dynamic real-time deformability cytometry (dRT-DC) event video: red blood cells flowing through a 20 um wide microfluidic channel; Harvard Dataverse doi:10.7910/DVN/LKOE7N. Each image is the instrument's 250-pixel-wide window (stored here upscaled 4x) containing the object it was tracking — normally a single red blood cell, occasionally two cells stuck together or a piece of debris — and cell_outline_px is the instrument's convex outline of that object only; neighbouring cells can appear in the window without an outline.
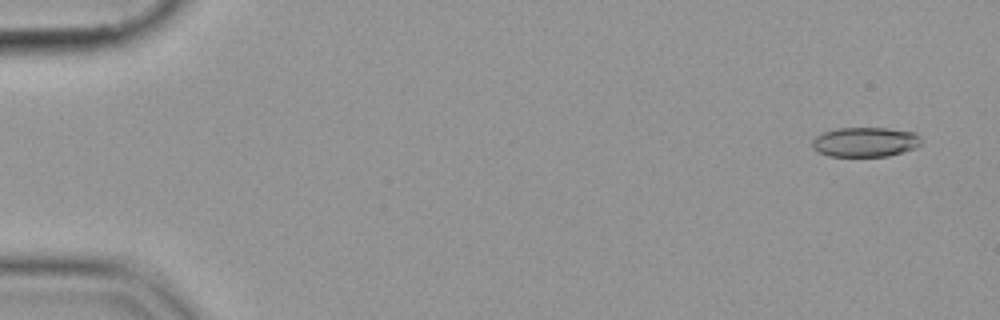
{"species": "common noctule bat (a hibernating species)", "species_latin": "Nyctalus noctula", "temperature_condition": "cold", "stored_images_in_passage": 55, "camera_frame_rate_fps": 3000, "um_per_image_px": 0.085, "animal": {"sex": "female", "body_mass_g": 19.9}, "frame": {"image": 1, "passage_image": 3, "time_ms": 0.667, "image_size_px": [1000, 320], "cell_outline_px": [[924, 140], [916, 148], [888, 156], [828, 156], [812, 148], [812, 140], [816, 136], [824, 132], [836, 128], [888, 128], [912, 132], [920, 136]], "centroid_in_image_um": [73.56, 12.07], "position_along_channel_um": 11.4, "area_um2": 18.9}}
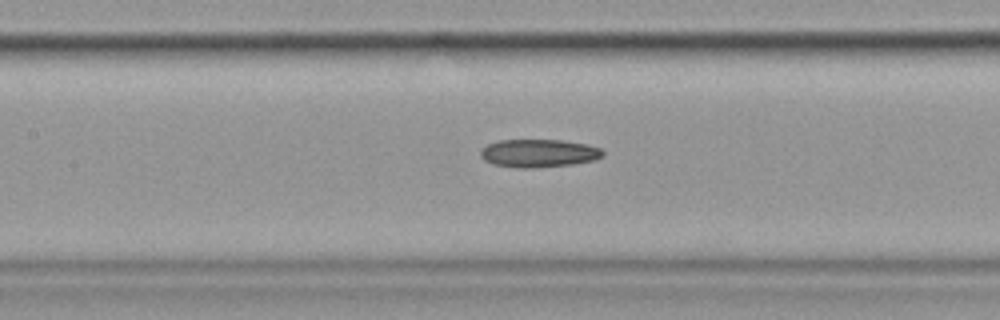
{"frame": {"image": 2, "passage_image": 26, "time_ms": 8.333, "image_size_px": [1000, 320], "cell_outline_px": [[604, 156], [596, 160], [572, 164], [532, 168], [516, 168], [492, 164], [484, 160], [480, 156], [480, 152], [488, 144], [500, 140], [560, 140], [584, 144], [600, 148], [604, 152]], "centroid_in_image_um": [45.79, 13.03], "position_along_channel_um": 161.6, "area_um2": 19.94}}
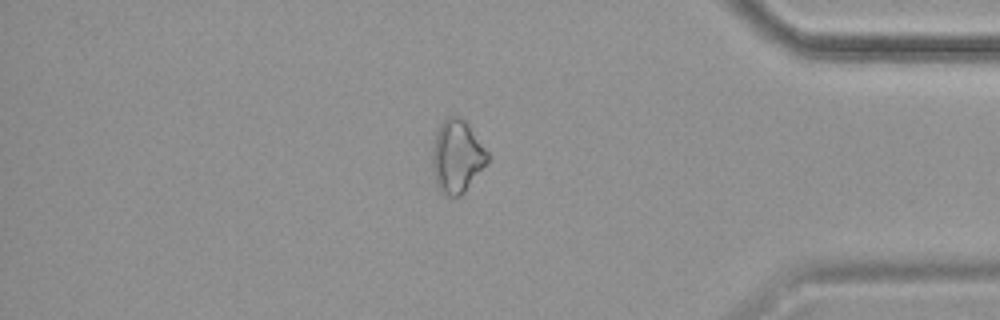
{"frame": {"image": 3, "passage_image": 47, "time_ms": 15.333, "image_size_px": [1000, 320], "cell_outline_px": [[488, 164], [464, 192], [460, 196], [444, 196], [440, 192], [436, 184], [432, 168], [432, 144], [436, 132], [440, 124], [448, 116], [460, 116], [468, 124], [488, 152]], "centroid_in_image_um": [38.83, 13.31], "position_along_channel_um": 396.4, "area_um2": 23.7}}